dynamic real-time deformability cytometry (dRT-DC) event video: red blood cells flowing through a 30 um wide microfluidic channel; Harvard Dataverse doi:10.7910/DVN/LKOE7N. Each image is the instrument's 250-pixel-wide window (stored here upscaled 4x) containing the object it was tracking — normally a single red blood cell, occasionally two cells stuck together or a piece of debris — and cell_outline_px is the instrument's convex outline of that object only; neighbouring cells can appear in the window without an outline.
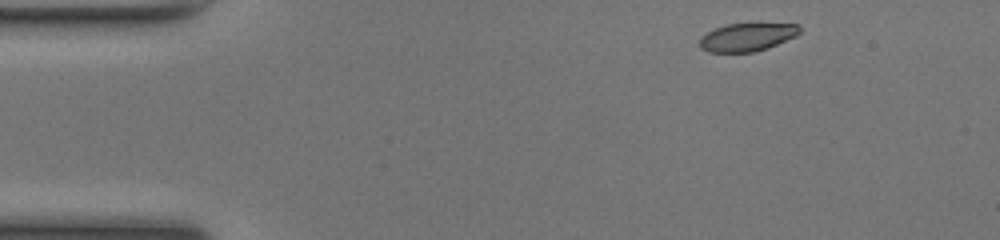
{"species": "common noctule bat (a hibernating species)", "species_latin": "Nyctalus noctula", "temperature_condition": "room temperature", "stored_images_in_passage": 44, "camera_frame_rate_fps": 3000, "um_per_image_px": 0.085, "animal": {"sex": "female", "body_mass_g": 17.0, "forearm_length_mm": 48.0}, "frame": {"image": 1, "passage_image": 1, "time_ms": 0.0, "image_size_px": [1000, 240], "cell_outline_px": [[800, 32], [796, 36], [768, 48], [752, 52], [708, 52], [700, 48], [700, 36], [716, 28], [728, 24], [800, 24]], "centroid_in_image_um": [63.5, 3.16], "position_along_channel_um": 21.5, "area_um2": 16.24}}
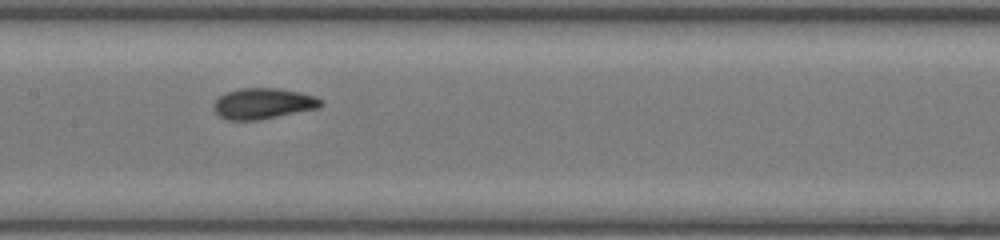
{"frame": {"image": 2, "passage_image": 19, "time_ms": 6.0, "image_size_px": [1000, 240], "cell_outline_px": [[324, 104], [320, 108], [260, 120], [228, 120], [220, 116], [212, 108], [212, 104], [224, 92], [240, 88], [280, 88], [300, 92], [316, 96], [324, 100]], "centroid_in_image_um": [22.4, 8.8], "position_along_channel_um": 185.0, "area_um2": 19.65}}
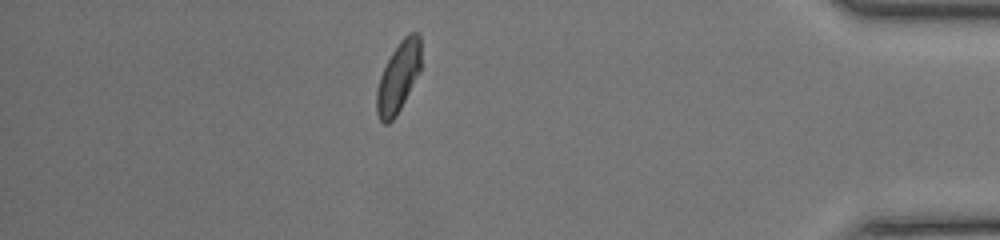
{"frame": {"image": 3, "passage_image": 38, "time_ms": 12.333, "image_size_px": [1000, 240], "cell_outline_px": [[420, 72], [396, 116], [388, 124], [384, 124], [380, 120], [376, 112], [376, 92], [380, 76], [392, 52], [400, 40], [408, 32], [420, 32]], "centroid_in_image_um": [33.86, 6.55], "position_along_channel_um": 401.3, "area_um2": 18.21}, "authors_computed_cell_mechanics": {"area_um2": 18.4382, "velocity_mm_per_s": 4.1421, "shape_relaxation_time_tau1_ms": 2.8573, "shape_relaxation_time_tau2_ms": 1.1837, "deformation_change_tau1": 0.1085, "deformation_change_tau2": 0.0619}}